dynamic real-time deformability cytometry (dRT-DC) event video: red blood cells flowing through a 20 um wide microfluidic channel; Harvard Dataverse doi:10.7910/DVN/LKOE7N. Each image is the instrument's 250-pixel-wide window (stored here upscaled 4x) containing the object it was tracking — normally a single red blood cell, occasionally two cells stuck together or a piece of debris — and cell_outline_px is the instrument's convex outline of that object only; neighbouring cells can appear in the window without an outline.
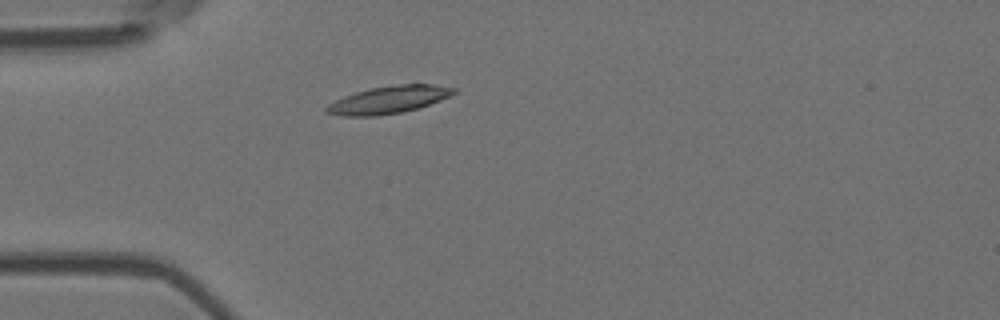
{"species": "Egyptian fruit bat (a non-hibernating species)", "species_latin": "Rousettus aegyptiacus", "temperature_condition": "room temperature", "stored_images_in_passage": 40, "camera_frame_rate_fps": 3000, "um_per_image_px": 0.085, "animal": {"sex": "female"}, "frame": {"image": 1, "passage_image": 1, "time_ms": 0.0, "image_size_px": [1000, 320], "cell_outline_px": [[456, 92], [440, 100], [420, 108], [404, 112], [376, 116], [344, 116], [324, 112], [324, 108], [328, 104], [344, 96], [356, 92], [372, 88], [396, 84], [432, 84], [456, 88]], "centroid_in_image_um": [33.03, 8.49], "position_along_channel_um": 52.0, "area_um2": 20.35}}
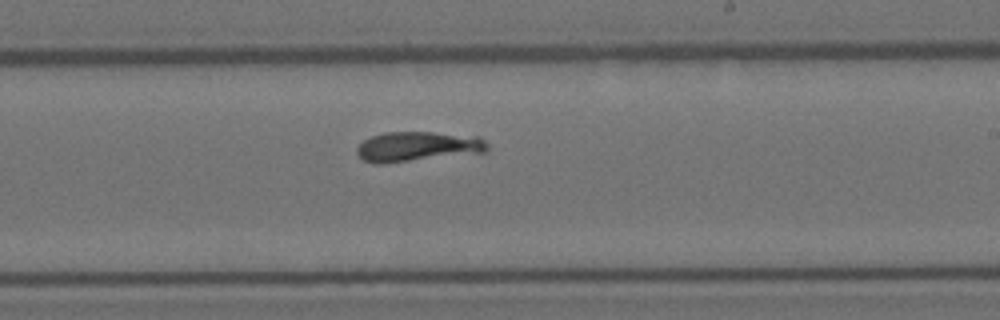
{"frame": {"image": 2, "passage_image": 18, "time_ms": 5.667, "image_size_px": [1000, 320], "cell_outline_px": [[488, 152], [380, 164], [376, 164], [364, 160], [356, 152], [356, 148], [364, 140], [372, 136], [384, 132], [432, 132], [480, 136], [488, 144]], "centroid_in_image_um": [35.53, 12.45], "position_along_channel_um": 253.5, "area_um2": 22.83}}
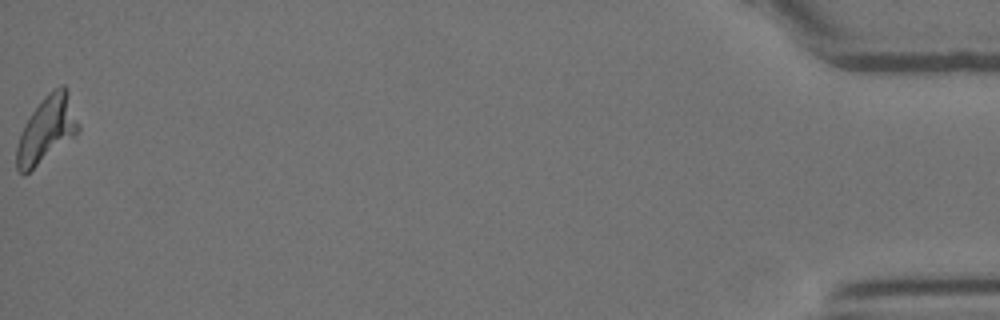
{"frame": {"image": 3, "passage_image": 40, "time_ms": 13.0, "image_size_px": [1000, 320], "cell_outline_px": [[80, 128], [76, 136], [24, 176], [16, 168], [16, 148], [24, 124], [32, 112], [44, 96], [48, 92], [60, 84], [64, 84], [68, 88], [80, 124]], "centroid_in_image_um": [4.0, 10.99], "position_along_channel_um": 431.2, "area_um2": 24.22}}